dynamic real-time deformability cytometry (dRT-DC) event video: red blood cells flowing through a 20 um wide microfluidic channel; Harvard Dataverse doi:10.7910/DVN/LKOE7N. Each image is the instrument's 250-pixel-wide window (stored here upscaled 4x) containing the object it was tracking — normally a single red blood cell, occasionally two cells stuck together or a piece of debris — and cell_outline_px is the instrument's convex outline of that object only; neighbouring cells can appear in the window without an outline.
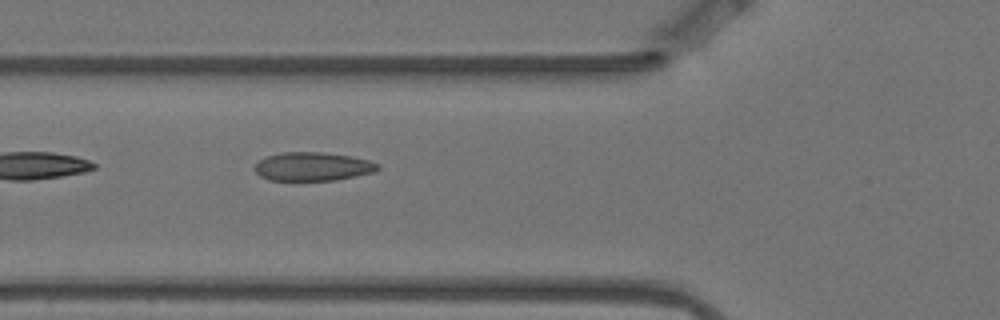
{"species": "Egyptian fruit bat (a non-hibernating species)", "species_latin": "Rousettus aegyptiacus", "temperature_condition": "warm", "stored_images_in_passage": 5, "camera_frame_rate_fps": 3000, "um_per_image_px": 0.085, "animal": {"sex": "female"}, "frame": {"image": 1, "passage_image": 5, "time_ms": 1.333, "image_size_px": [1000, 320], "cell_outline_px": [[380, 168], [376, 172], [336, 180], [268, 180], [260, 176], [252, 168], [264, 156], [280, 152], [324, 152], [352, 156], [368, 160], [380, 164]], "centroid_in_image_um": [26.58, 14.15], "position_along_channel_um": 99.2, "area_um2": 20.81}}